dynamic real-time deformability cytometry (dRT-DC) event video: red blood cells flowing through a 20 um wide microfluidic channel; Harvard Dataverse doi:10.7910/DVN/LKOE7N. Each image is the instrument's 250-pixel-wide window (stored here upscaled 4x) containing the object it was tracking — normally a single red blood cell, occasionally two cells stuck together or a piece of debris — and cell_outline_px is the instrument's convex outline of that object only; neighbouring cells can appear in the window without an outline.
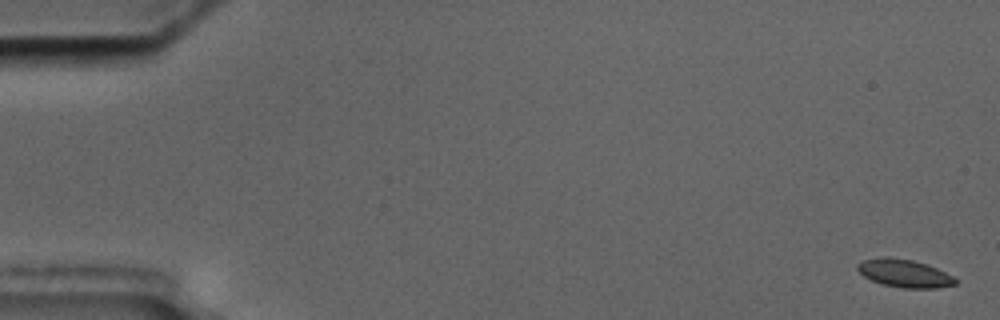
{"species": "common noctule bat (a hibernating species)", "species_latin": "Nyctalus noctula", "temperature_condition": "cold", "stored_images_in_passage": 4, "camera_frame_rate_fps": 3000, "um_per_image_px": 0.085, "animal": {"sex": "male", "body_mass_g": 17.5, "forearm_length_mm": 52.3}, "frame": {"image": 1, "passage_image": 1, "time_ms": 0.0, "image_size_px": [1000, 320], "cell_outline_px": [[960, 280], [956, 284], [936, 288], [904, 288], [880, 284], [864, 276], [856, 268], [856, 264], [860, 260], [912, 260], [936, 268]], "centroid_in_image_um": [76.92, 23.29], "position_along_channel_um": 8.1, "area_um2": 15.2}}
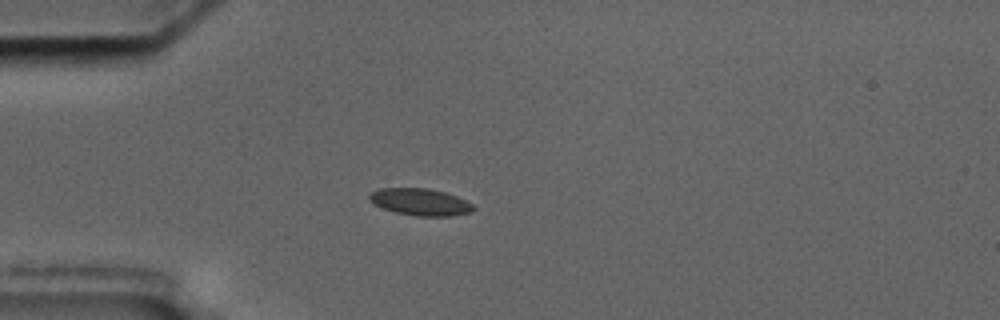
{"frame": {"image": 2, "passage_image": 4, "time_ms": 5.0, "image_size_px": [1000, 320], "cell_outline_px": [[476, 208], [472, 212], [452, 216], [416, 216], [396, 212], [384, 208], [368, 200], [368, 196], [372, 192], [380, 188], [428, 188], [444, 192], [456, 196], [472, 204]], "centroid_in_image_um": [35.74, 17.17], "position_along_channel_um": 49.3, "area_um2": 16.24}}